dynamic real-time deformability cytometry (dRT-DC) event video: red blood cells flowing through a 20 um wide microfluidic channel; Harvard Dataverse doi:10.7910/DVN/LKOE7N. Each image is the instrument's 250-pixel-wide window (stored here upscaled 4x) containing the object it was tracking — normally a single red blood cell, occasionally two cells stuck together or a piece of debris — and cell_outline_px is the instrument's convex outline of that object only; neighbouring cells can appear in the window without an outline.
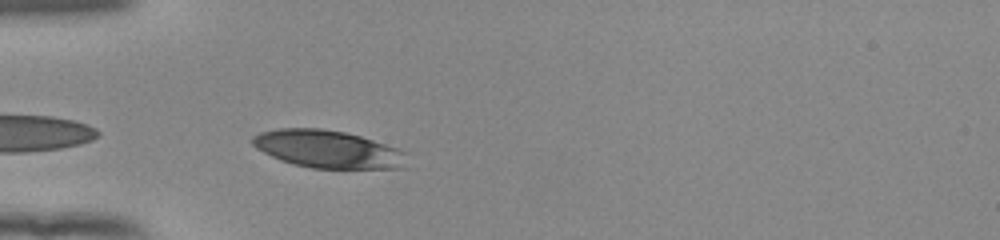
{"species": "human", "species_latin": "Homo sapiens", "temperature_condition": "room temperature", "stored_images_in_passage": 30, "camera_frame_rate_fps": 3000, "um_per_image_px": 0.085, "donor": {"sex": "female"}, "frame": {"image": 1, "passage_image": 2, "time_ms": 0.333, "image_size_px": [1000, 240], "cell_outline_px": [[408, 152], [400, 168], [312, 168], [292, 164], [280, 160], [256, 148], [252, 144], [252, 136], [260, 132], [280, 128], [320, 128], [344, 132], [360, 136]], "centroid_in_image_um": [27.81, 12.67], "position_along_channel_um": 57.2, "area_um2": 33.52}}
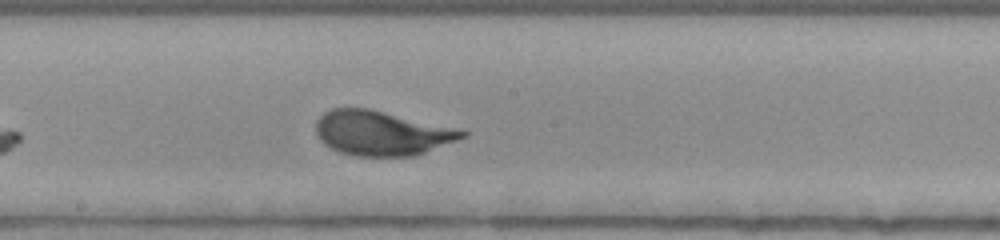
{"frame": {"image": 2, "passage_image": 15, "time_ms": 4.667, "image_size_px": [1000, 240], "cell_outline_px": [[468, 136], [416, 156], [356, 156], [340, 152], [324, 144], [320, 140], [316, 132], [316, 120], [324, 112], [332, 108], [368, 108], [468, 132]], "centroid_in_image_um": [32.39, 11.33], "position_along_channel_um": 215.8, "area_um2": 37.57}}
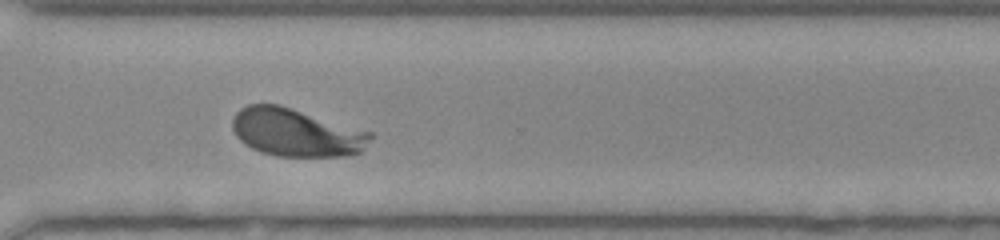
{"frame": {"image": 3, "passage_image": 25, "time_ms": 8.0, "image_size_px": [1000, 240], "cell_outline_px": [[372, 136], [364, 148], [360, 152], [348, 156], [276, 156], [260, 152], [244, 144], [236, 136], [232, 128], [232, 120], [236, 112], [240, 108], [248, 104], [280, 104], [372, 132]], "centroid_in_image_um": [25.15, 11.26], "position_along_channel_um": 345.5, "area_um2": 38.73}, "authors_computed_cell_mechanics": {"area_um2": 37.3388, "velocity_mm_per_s": 3.8745, "shape_relaxation_time_tau1_ms": 2.1463, "shape_relaxation_time_tau2_ms": null, "deformation_change_tau1": 0.1246, "deformation_change_tau2": null}}